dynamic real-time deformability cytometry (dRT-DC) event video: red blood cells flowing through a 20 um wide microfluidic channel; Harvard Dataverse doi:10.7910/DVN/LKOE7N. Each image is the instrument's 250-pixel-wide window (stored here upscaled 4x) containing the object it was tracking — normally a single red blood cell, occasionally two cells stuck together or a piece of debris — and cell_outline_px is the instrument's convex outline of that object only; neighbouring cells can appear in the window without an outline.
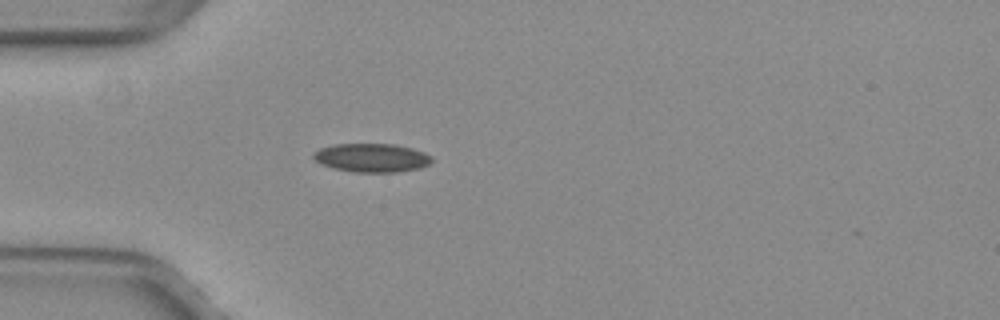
{"species": "common noctule bat (a hibernating species)", "species_latin": "Nyctalus noctula", "temperature_condition": "warm", "stored_images_in_passage": 42, "camera_frame_rate_fps": 3000, "um_per_image_px": 0.085, "animal": {"sex": "female", "body_mass_g": 29.2, "forearm_length_mm": 56.3}, "frame": {"image": 1, "passage_image": 6, "time_ms": 1.667, "image_size_px": [1000, 320], "cell_outline_px": [[432, 160], [428, 164], [420, 168], [396, 172], [352, 172], [332, 168], [320, 164], [312, 156], [312, 152], [320, 148], [332, 144], [392, 144], [412, 148], [424, 152], [432, 156]], "centroid_in_image_um": [31.56, 13.41], "position_along_channel_um": 53.4, "area_um2": 19.88}}
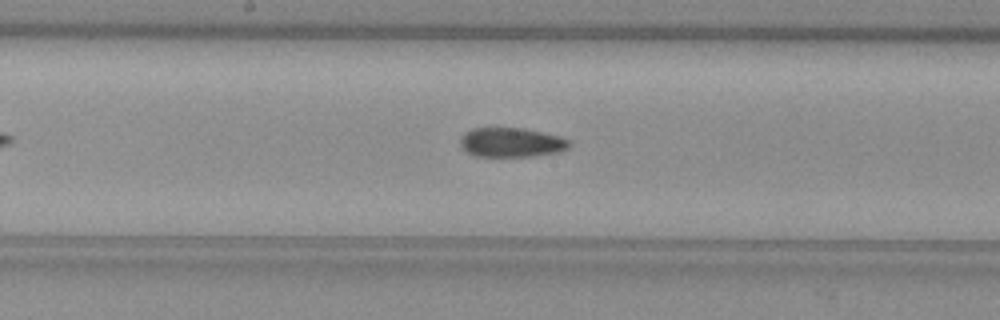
{"frame": {"image": 2, "passage_image": 18, "time_ms": 5.667, "image_size_px": [1000, 320], "cell_outline_px": [[572, 144], [568, 148], [560, 152], [532, 156], [476, 156], [468, 152], [460, 144], [460, 140], [464, 132], [472, 128], [520, 128], [560, 136], [568, 140]], "centroid_in_image_um": [43.48, 12.1], "position_along_channel_um": 204.7, "area_um2": 18.55}}
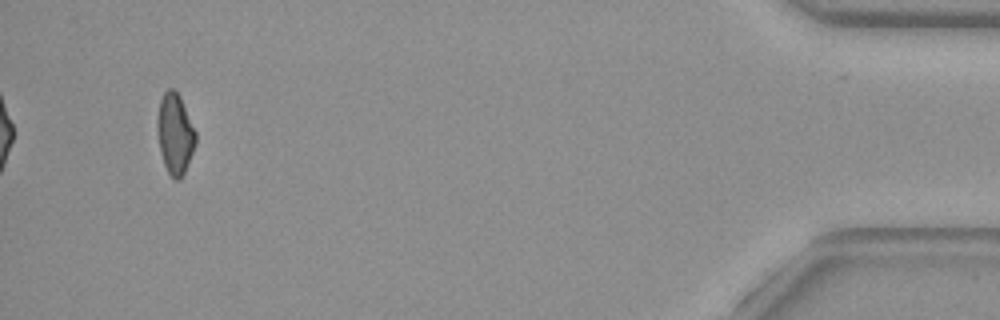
{"frame": {"image": 3, "passage_image": 40, "time_ms": 13.0, "image_size_px": [1000, 320], "cell_outline_px": [[196, 144], [184, 172], [180, 180], [176, 180], [168, 172], [164, 164], [160, 152], [156, 124], [156, 120], [160, 100], [164, 92], [168, 88], [172, 88], [180, 96], [196, 132]], "centroid_in_image_um": [14.86, 11.36], "position_along_channel_um": 420.3, "area_um2": 17.98}, "authors_computed_cell_mechanics": {"area_um2": 18.8428, "velocity_mm_per_s": 4.02, "shape_relaxation_time_tau1_ms": null, "shape_relaxation_time_tau2_ms": 2.1247, "deformation_change_tau1": null, "deformation_change_tau2": 0.0712}}